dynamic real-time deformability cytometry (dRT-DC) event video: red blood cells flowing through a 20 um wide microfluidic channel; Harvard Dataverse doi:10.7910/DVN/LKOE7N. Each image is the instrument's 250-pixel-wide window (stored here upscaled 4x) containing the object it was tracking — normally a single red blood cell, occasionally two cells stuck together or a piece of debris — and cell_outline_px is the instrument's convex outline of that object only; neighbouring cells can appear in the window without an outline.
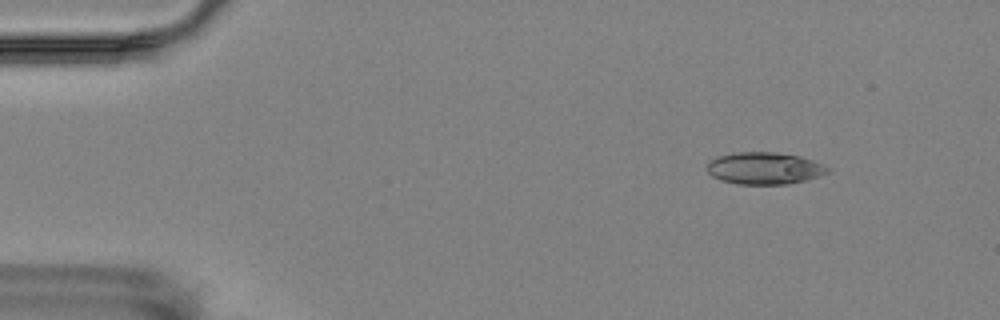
{"species": "Egyptian fruit bat (a non-hibernating species)", "species_latin": "Rousettus aegyptiacus", "temperature_condition": "room temperature", "stored_images_in_passage": 4, "camera_frame_rate_fps": 3000, "um_per_image_px": 0.085, "animal": {"sex": "female"}, "frame": {"image": 1, "passage_image": 1, "time_ms": 0.0, "image_size_px": [1000, 320], "cell_outline_px": [[832, 172], [804, 180], [788, 184], [736, 184], [720, 180], [712, 176], [708, 172], [708, 160], [716, 156], [736, 152], [776, 152], [800, 156], [824, 164], [832, 168]], "centroid_in_image_um": [64.99, 14.29], "position_along_channel_um": 20.0, "area_um2": 22.77}}